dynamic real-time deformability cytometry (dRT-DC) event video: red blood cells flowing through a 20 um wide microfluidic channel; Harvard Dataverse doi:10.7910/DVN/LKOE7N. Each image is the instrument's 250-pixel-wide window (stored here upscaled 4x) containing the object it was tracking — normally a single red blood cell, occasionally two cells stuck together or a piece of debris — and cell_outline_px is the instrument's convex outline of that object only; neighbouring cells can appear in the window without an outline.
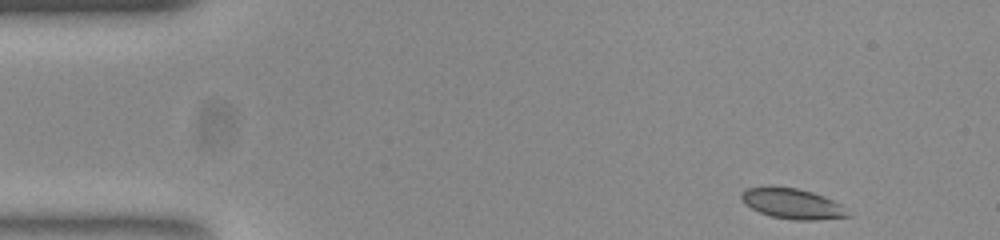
{"species": "common noctule bat (a hibernating species)", "species_latin": "Nyctalus noctula", "temperature_condition": "room temperature", "stored_images_in_passage": 50, "camera_frame_rate_fps": 3000, "um_per_image_px": 0.085, "animal": {"sex": "female", "body_mass_g": 23.0, "forearm_length_mm": 53.4}, "frame": {"image": 1, "passage_image": 1, "time_ms": 0.0, "image_size_px": [1000, 240], "cell_outline_px": [[852, 216], [812, 220], [792, 220], [772, 216], [760, 212], [752, 208], [740, 196], [740, 192], [744, 188], [768, 184], [772, 184], [796, 188], [812, 192], [824, 196], [840, 204]], "centroid_in_image_um": [67.3, 17.27], "position_along_channel_um": 17.7, "area_um2": 19.07}}
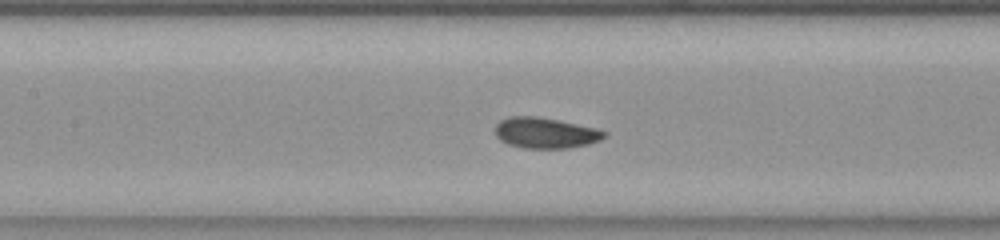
{"frame": {"image": 2, "passage_image": 20, "time_ms": 6.333, "image_size_px": [1000, 240], "cell_outline_px": [[608, 136], [600, 140], [588, 144], [568, 148], [524, 148], [508, 144], [500, 140], [496, 136], [496, 124], [500, 120], [508, 116], [536, 116], [596, 128], [608, 132]], "centroid_in_image_um": [46.36, 11.3], "position_along_channel_um": 161.0, "area_um2": 19.54}}
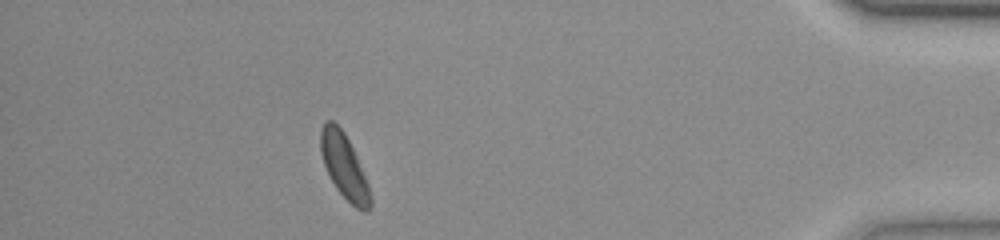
{"frame": {"image": 3, "passage_image": 44, "time_ms": 14.333, "image_size_px": [1000, 240], "cell_outline_px": [[372, 208], [368, 212], [364, 212], [356, 208], [336, 188], [328, 176], [320, 152], [320, 128], [324, 120], [332, 120], [344, 132], [356, 156], [368, 184], [372, 196]], "centroid_in_image_um": [29.25, 14.15], "position_along_channel_um": 406.0, "area_um2": 18.79}, "authors_computed_cell_mechanics": {"area_um2": 19.1318, "velocity_mm_per_s": 3.7442, "shape_relaxation_time_tau1_ms": 3.0515, "shape_relaxation_time_tau2_ms": 1.2585, "deformation_change_tau1": 0.0895, "deformation_change_tau2": 0.0476}}